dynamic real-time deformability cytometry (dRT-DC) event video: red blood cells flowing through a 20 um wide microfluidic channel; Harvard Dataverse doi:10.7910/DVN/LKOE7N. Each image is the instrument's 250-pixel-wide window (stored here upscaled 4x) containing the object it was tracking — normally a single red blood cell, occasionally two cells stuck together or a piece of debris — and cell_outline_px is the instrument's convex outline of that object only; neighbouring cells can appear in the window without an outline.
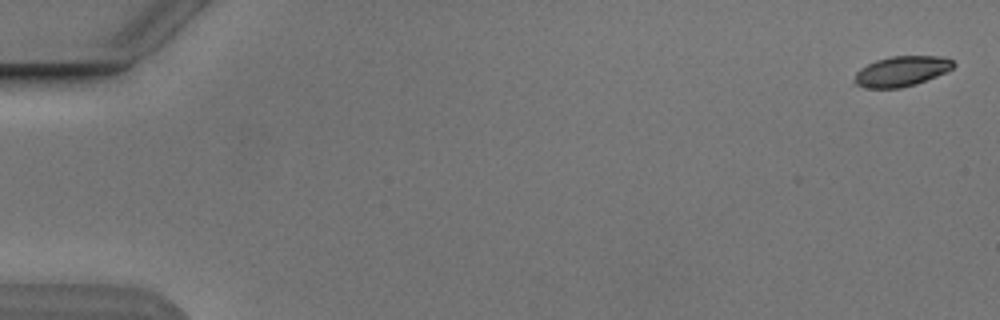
{"species": "Egyptian fruit bat (a non-hibernating species)", "species_latin": "Rousettus aegyptiacus", "temperature_condition": "cold", "stored_images_in_passage": 6, "camera_frame_rate_fps": 3000, "um_per_image_px": 0.085, "animal": {"sex": "male"}, "frame": {"image": 1, "passage_image": 1, "time_ms": 0.0, "image_size_px": [1000, 320], "cell_outline_px": [[956, 64], [952, 68], [936, 76], [916, 84], [900, 88], [864, 88], [856, 84], [852, 80], [856, 72], [860, 68], [876, 60], [892, 56], [944, 56], [952, 60]], "centroid_in_image_um": [76.6, 6.06], "position_along_channel_um": 8.4, "area_um2": 17.46}}